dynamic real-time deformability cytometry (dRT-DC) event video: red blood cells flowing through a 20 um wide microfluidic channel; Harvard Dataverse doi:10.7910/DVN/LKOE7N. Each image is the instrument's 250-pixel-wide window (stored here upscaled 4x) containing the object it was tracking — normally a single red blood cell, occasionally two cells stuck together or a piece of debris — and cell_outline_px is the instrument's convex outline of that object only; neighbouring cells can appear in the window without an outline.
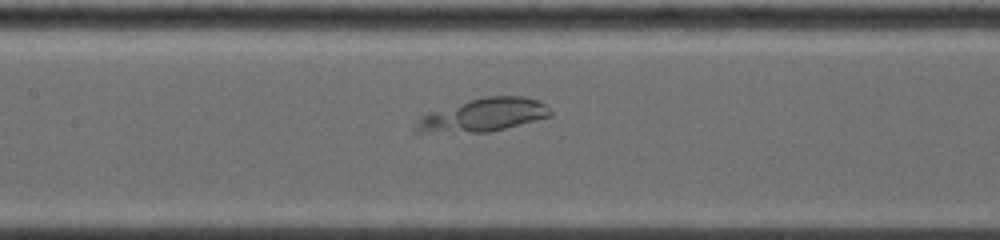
{"species": "common noctule bat (a hibernating species)", "species_latin": "Nyctalus noctula", "temperature_condition": "warm", "stored_images_in_passage": 72, "camera_frame_rate_fps": 5000, "um_per_image_px": 0.085, "animal": {"sex": "female", "body_mass_g": 19.0, "forearm_length_mm": 53.3}, "frame": {"image": 1, "passage_image": 27, "time_ms": 6.4, "image_size_px": [1000, 240], "cell_outline_px": [[552, 116], [488, 132], [412, 132], [412, 128], [420, 116], [428, 112], [468, 100], [484, 96], [524, 96], [540, 100], [552, 112]], "centroid_in_image_um": [41.05, 9.77], "position_along_channel_um": 166.4, "area_um2": 25.95}}
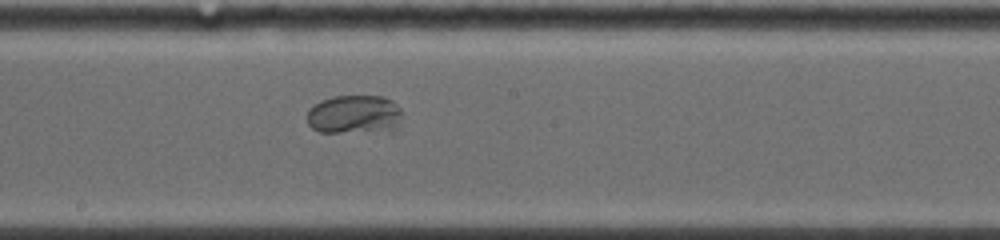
{"frame": {"image": 2, "passage_image": 34, "time_ms": 7.8, "image_size_px": [1000, 240], "cell_outline_px": [[400, 112], [396, 128], [392, 132], [320, 132], [312, 128], [308, 124], [308, 108], [320, 100], [332, 96], [384, 96], [392, 100], [400, 108]], "centroid_in_image_um": [30.11, 9.73], "position_along_channel_um": 218.1, "area_um2": 21.79}}